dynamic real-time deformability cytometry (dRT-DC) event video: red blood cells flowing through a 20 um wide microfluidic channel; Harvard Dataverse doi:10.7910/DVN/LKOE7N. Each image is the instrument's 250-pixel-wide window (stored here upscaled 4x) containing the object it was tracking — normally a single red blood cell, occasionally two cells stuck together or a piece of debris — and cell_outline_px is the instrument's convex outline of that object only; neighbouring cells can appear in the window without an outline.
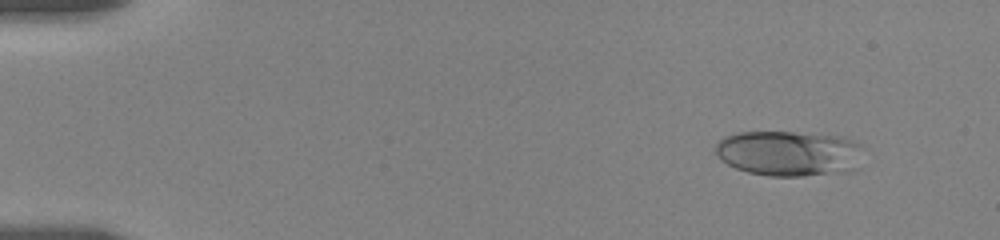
{"species": "human", "species_latin": "Homo sapiens", "temperature_condition": "room temperature", "stored_images_in_passage": 10, "camera_frame_rate_fps": 3000, "um_per_image_px": 0.085, "donor": {"sex": "female"}, "frame": {"image": 1, "passage_image": 2, "time_ms": 1.0, "image_size_px": [1000, 240], "cell_outline_px": [[864, 148], [836, 168], [828, 172], [804, 176], [768, 176], [748, 172], [736, 168], [720, 160], [716, 152], [716, 144], [724, 136], [736, 132], [792, 132], [844, 136], [856, 140]], "centroid_in_image_um": [66.8, 12.97], "position_along_channel_um": 18.2, "area_um2": 37.34}}
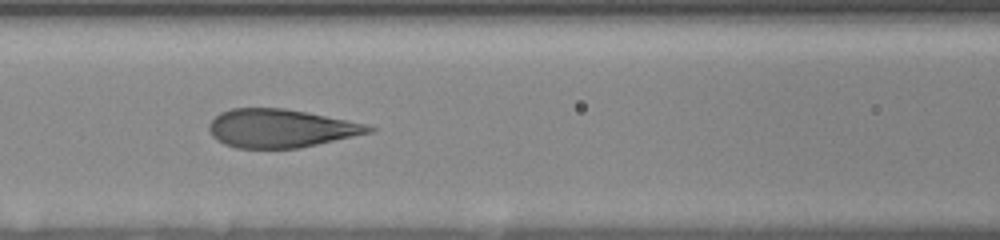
{"frame": {"image": 2, "passage_image": 9, "time_ms": 7.667, "image_size_px": [1000, 240], "cell_outline_px": [[376, 128], [372, 132], [316, 144], [296, 148], [236, 148], [224, 144], [216, 140], [212, 136], [208, 128], [208, 124], [220, 112], [232, 108], [284, 108], [348, 120], [368, 124]], "centroid_in_image_um": [23.82, 10.9], "position_along_channel_um": 142.8, "area_um2": 35.55}}
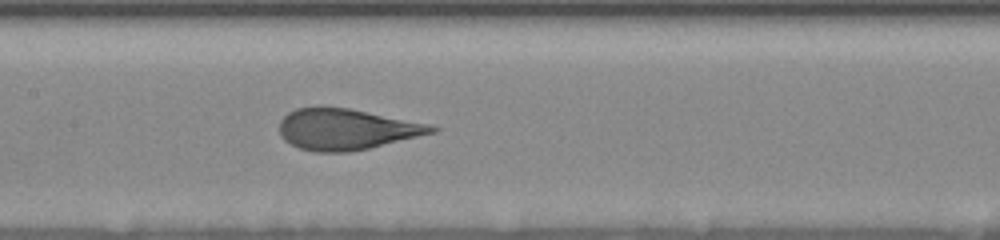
{"frame": {"image": 3, "passage_image": 10, "time_ms": 8.667, "image_size_px": [1000, 240], "cell_outline_px": [[440, 128], [436, 132], [368, 148], [348, 152], [312, 152], [300, 148], [284, 140], [280, 136], [280, 120], [288, 112], [296, 108], [348, 108], [428, 124]], "centroid_in_image_um": [29.41, 11.0], "position_along_channel_um": 178.0, "area_um2": 35.78}}